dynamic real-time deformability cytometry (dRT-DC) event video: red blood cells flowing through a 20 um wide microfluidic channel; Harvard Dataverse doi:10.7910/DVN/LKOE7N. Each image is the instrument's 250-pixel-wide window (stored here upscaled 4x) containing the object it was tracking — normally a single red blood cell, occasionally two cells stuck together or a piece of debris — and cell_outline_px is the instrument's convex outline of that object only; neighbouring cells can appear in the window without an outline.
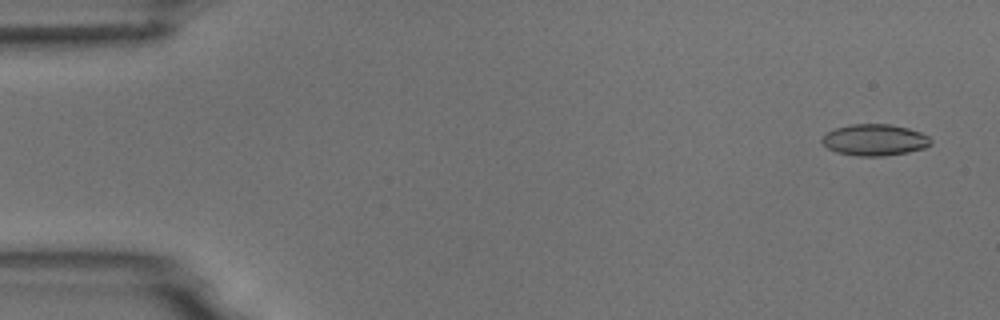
{"species": "common noctule bat (a hibernating species)", "species_latin": "Nyctalus noctula", "temperature_condition": "room temperature", "stored_images_in_passage": 6, "camera_frame_rate_fps": 3000, "um_per_image_px": 0.085, "animal": {"sex": "male", "body_mass_g": 18.8}, "frame": {"image": 1, "passage_image": 1, "time_ms": 0.0, "image_size_px": [1000, 320], "cell_outline_px": [[932, 144], [924, 148], [908, 152], [880, 156], [860, 156], [836, 152], [828, 148], [820, 140], [828, 132], [836, 128], [852, 124], [892, 124], [908, 128], [920, 132], [928, 136], [932, 140]], "centroid_in_image_um": [74.37, 11.89], "position_along_channel_um": 10.6, "area_um2": 19.83}}
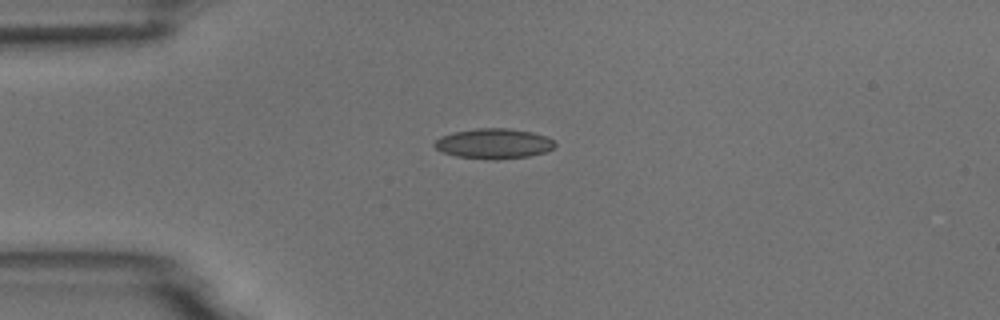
{"frame": {"image": 2, "passage_image": 4, "time_ms": 3.667, "image_size_px": [1000, 320], "cell_outline_px": [[556, 144], [552, 148], [544, 152], [528, 156], [492, 160], [456, 156], [444, 152], [436, 148], [432, 144], [440, 136], [452, 132], [476, 128], [508, 128], [532, 132], [548, 136]], "centroid_in_image_um": [41.95, 12.19], "position_along_channel_um": 43.1, "area_um2": 21.15}}